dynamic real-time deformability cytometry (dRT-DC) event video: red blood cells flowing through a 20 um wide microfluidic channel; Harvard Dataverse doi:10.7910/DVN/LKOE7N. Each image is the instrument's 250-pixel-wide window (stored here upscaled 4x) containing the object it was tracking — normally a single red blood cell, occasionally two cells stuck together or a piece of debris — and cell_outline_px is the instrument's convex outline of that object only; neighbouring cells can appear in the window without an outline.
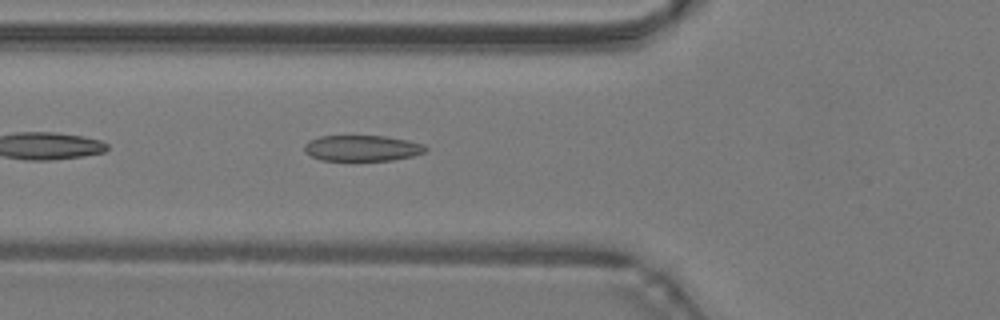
{"species": "common noctule bat (a hibernating species)", "species_latin": "Nyctalus noctula", "temperature_condition": "warm", "stored_images_in_passage": 36, "camera_frame_rate_fps": 3000, "um_per_image_px": 0.085, "animal": {"sex": "male", "body_mass_g": 19.2, "forearm_length_mm": 51.8}, "frame": {"image": 1, "passage_image": 6, "time_ms": 1.667, "image_size_px": [1000, 320], "cell_outline_px": [[428, 148], [424, 152], [412, 156], [392, 160], [320, 160], [304, 152], [304, 144], [308, 140], [320, 136], [384, 136], [408, 140], [424, 144]], "centroid_in_image_um": [30.76, 12.59], "position_along_channel_um": 95.0, "area_um2": 18.26}}
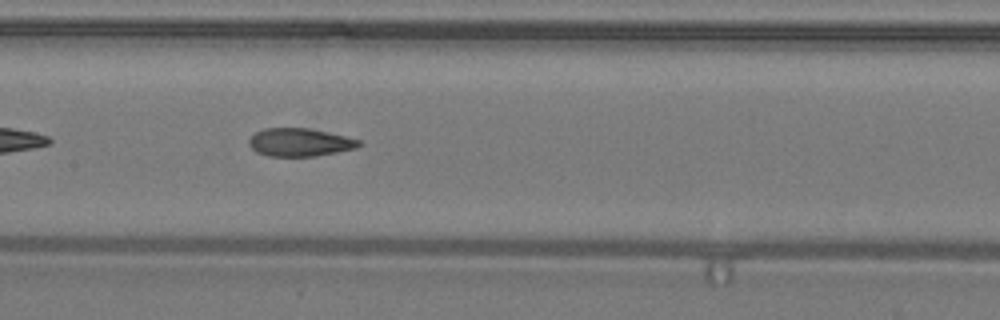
{"frame": {"image": 2, "passage_image": 12, "time_ms": 3.667, "image_size_px": [1000, 320], "cell_outline_px": [[360, 144], [356, 148], [336, 152], [312, 156], [268, 156], [256, 152], [248, 144], [248, 140], [256, 132], [264, 128], [308, 128], [328, 132], [360, 140]], "centroid_in_image_um": [25.44, 12.09], "position_along_channel_um": 182.0, "area_um2": 17.8}}
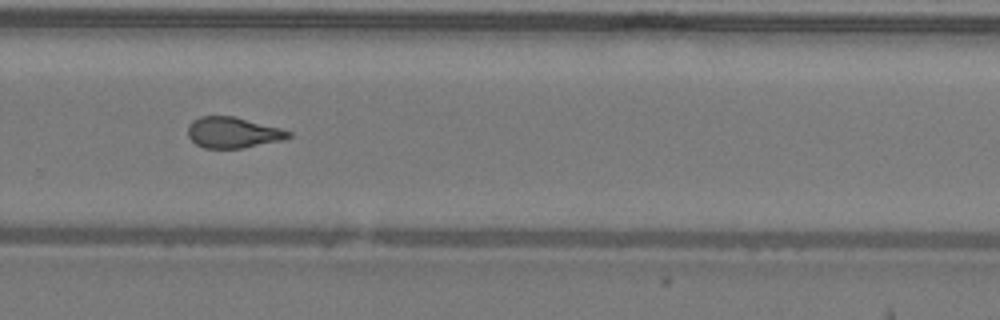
{"frame": {"image": 3, "passage_image": 21, "time_ms": 6.667, "image_size_px": [1000, 320], "cell_outline_px": [[292, 136], [284, 140], [240, 148], [204, 148], [196, 144], [188, 136], [188, 124], [192, 120], [200, 116], [232, 116], [280, 128], [292, 132]], "centroid_in_image_um": [19.79, 11.26], "position_along_channel_um": 310.0, "area_um2": 18.03}, "authors_computed_cell_mechanics": {"area_um2": 18.496, "velocity_mm_per_s": 4.3002, "shape_relaxation_time_tau1_ms": null, "shape_relaxation_time_tau2_ms": 1.487, "deformation_change_tau1": null, "deformation_change_tau2": 0.0824}}